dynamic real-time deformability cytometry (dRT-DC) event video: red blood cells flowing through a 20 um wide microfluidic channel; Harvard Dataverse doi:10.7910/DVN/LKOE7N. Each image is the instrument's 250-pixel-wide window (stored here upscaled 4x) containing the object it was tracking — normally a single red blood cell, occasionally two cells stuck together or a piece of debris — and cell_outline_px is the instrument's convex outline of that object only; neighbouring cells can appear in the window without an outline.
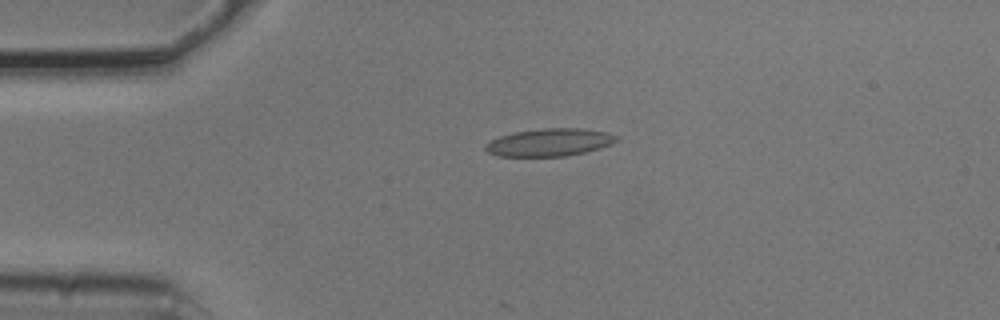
{"species": "common noctule bat (a hibernating species)", "species_latin": "Nyctalus noctula", "temperature_condition": "cold", "stored_images_in_passage": 3, "camera_frame_rate_fps": 3000, "um_per_image_px": 0.085, "animal": {"sex": "male", "body_mass_g": 20.5, "forearm_length_mm": 52.5}, "frame": {"image": 1, "passage_image": 3, "time_ms": 0.667, "image_size_px": [1000, 320], "cell_outline_px": [[620, 140], [612, 144], [600, 148], [584, 152], [564, 156], [496, 156], [488, 152], [484, 148], [484, 144], [500, 136], [516, 132], [540, 128], [580, 128], [604, 132], [620, 136]], "centroid_in_image_um": [46.73, 12.1], "position_along_channel_um": 38.3, "area_um2": 21.1}}